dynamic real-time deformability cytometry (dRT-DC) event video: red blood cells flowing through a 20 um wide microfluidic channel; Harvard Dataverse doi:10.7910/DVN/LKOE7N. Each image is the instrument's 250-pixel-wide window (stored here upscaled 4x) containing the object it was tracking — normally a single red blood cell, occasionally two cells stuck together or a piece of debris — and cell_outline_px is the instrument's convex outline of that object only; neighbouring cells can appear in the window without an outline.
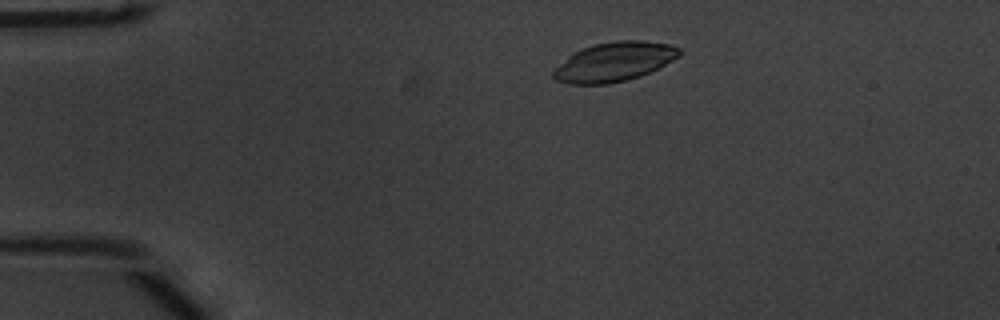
{"species": "common noctule bat (a hibernating species)", "species_latin": "Nyctalus noctula", "temperature_condition": "warm", "stored_images_in_passage": 50, "camera_frame_rate_fps": 3000, "um_per_image_px": 0.085, "animal": {"sex": "male", "body_mass_g": 20.1, "forearm_length_mm": 53.5}, "frame": {"image": 1, "passage_image": 7, "time_ms": 2.0, "image_size_px": [1000, 320], "cell_outline_px": [[680, 56], [660, 68], [640, 76], [608, 84], [568, 84], [556, 80], [552, 76], [552, 72], [568, 56], [584, 48], [596, 44], [616, 40], [644, 40], [668, 44], [680, 48]], "centroid_in_image_um": [52.24, 5.26], "position_along_channel_um": 32.8, "area_um2": 28.67}}
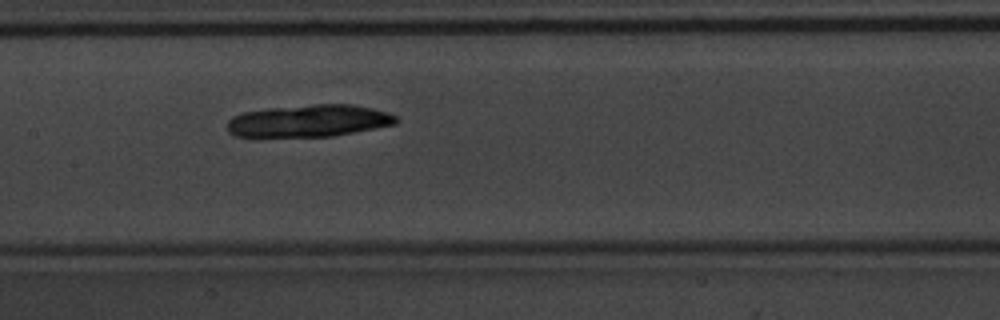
{"frame": {"image": 2, "passage_image": 23, "time_ms": 7.333, "image_size_px": [1000, 320], "cell_outline_px": [[400, 120], [396, 124], [332, 136], [256, 140], [232, 136], [228, 132], [228, 120], [232, 116], [244, 112], [268, 108], [316, 104], [352, 104], [372, 108], [388, 112], [396, 116]], "centroid_in_image_um": [26.14, 10.32], "position_along_channel_um": 181.3, "area_um2": 33.0}}
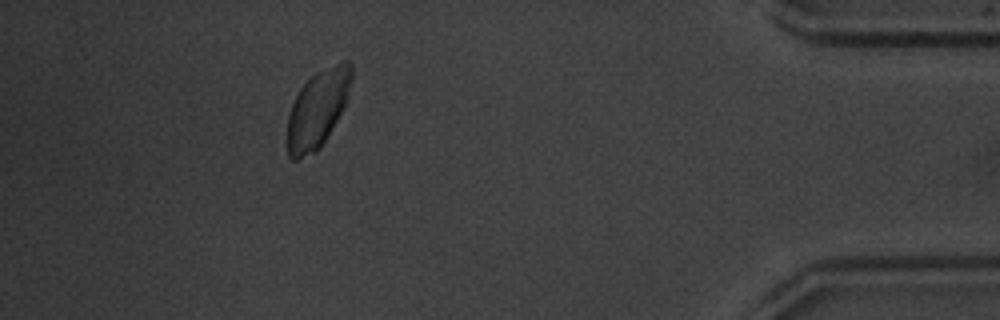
{"frame": {"image": 3, "passage_image": 45, "time_ms": 14.667, "image_size_px": [1000, 320], "cell_outline_px": [[352, 80], [348, 100], [332, 128], [320, 148], [316, 152], [296, 160], [292, 160], [288, 156], [288, 116], [292, 104], [300, 88], [316, 72], [344, 60], [348, 60], [352, 64]], "centroid_in_image_um": [27.02, 9.25], "position_along_channel_um": 408.2, "area_um2": 28.96}}